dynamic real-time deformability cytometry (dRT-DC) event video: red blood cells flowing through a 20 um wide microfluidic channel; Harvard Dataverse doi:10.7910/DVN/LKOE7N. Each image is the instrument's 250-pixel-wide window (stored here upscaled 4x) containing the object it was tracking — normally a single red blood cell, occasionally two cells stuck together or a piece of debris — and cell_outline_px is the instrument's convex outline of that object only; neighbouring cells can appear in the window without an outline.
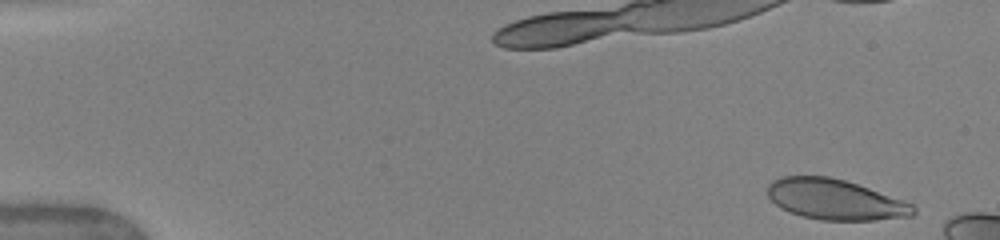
{"species": "human", "species_latin": "Homo sapiens", "temperature_condition": "warm", "stored_images_in_passage": 11, "camera_frame_rate_fps": 3000, "um_per_image_px": 0.085, "donor": {"sex": "female"}, "frame": {"image": 1, "passage_image": 2, "time_ms": 0.333, "image_size_px": [1000, 240], "cell_outline_px": [[916, 212], [912, 216], [872, 220], [820, 220], [800, 216], [780, 208], [768, 196], [768, 184], [772, 180], [780, 176], [828, 176], [844, 180], [904, 200], [912, 204], [916, 208]], "centroid_in_image_um": [70.97, 16.96], "position_along_channel_um": 14.0, "area_um2": 34.33}}